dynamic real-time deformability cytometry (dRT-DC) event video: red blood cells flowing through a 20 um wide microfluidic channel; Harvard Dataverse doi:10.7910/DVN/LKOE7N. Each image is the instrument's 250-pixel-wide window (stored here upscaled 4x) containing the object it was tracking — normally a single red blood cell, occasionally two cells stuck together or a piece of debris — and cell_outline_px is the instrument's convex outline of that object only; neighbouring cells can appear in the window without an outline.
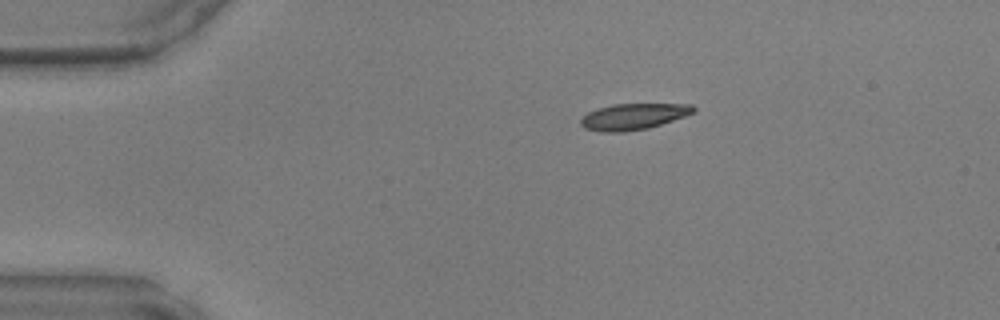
{"species": "common noctule bat (a hibernating species)", "species_latin": "Nyctalus noctula", "temperature_condition": "warm", "stored_images_in_passage": 39, "camera_frame_rate_fps": 3000, "um_per_image_px": 0.085, "animal": {"sex": "male", "body_mass_g": 17.9, "forearm_length_mm": 54.2}, "frame": {"image": 1, "passage_image": 1, "time_ms": 0.0, "image_size_px": [1000, 320], "cell_outline_px": [[696, 112], [648, 128], [624, 132], [600, 132], [584, 128], [580, 124], [580, 120], [588, 112], [596, 108], [612, 104], [692, 104], [696, 108]], "centroid_in_image_um": [53.81, 9.9], "position_along_channel_um": 31.2, "area_um2": 17.22}}
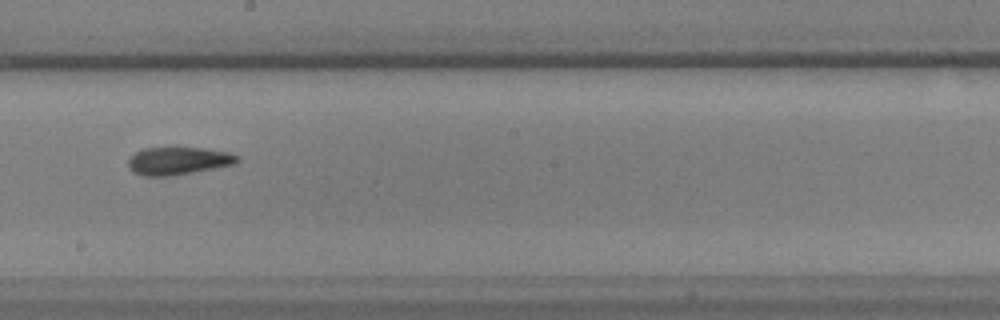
{"frame": {"image": 2, "passage_image": 19, "time_ms": 6.0, "image_size_px": [1000, 320], "cell_outline_px": [[240, 160], [236, 164], [172, 176], [140, 176], [132, 172], [128, 168], [128, 160], [136, 152], [144, 148], [176, 144], [232, 152], [240, 156]], "centroid_in_image_um": [15.17, 13.62], "position_along_channel_um": 233.0, "area_um2": 18.73}}
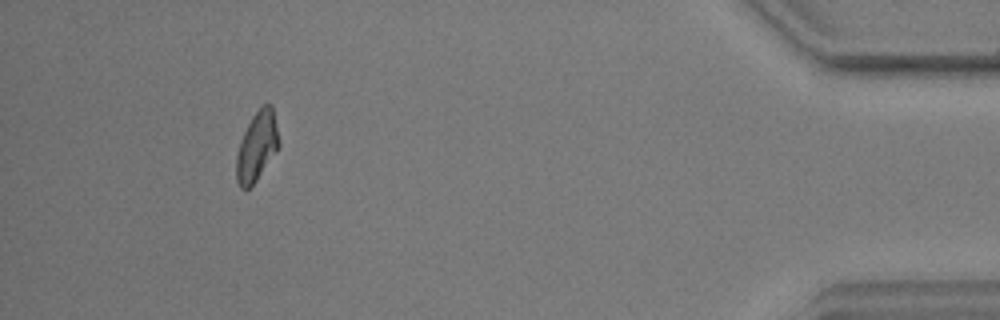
{"frame": {"image": 3, "passage_image": 36, "time_ms": 11.667, "image_size_px": [1000, 320], "cell_outline_px": [[280, 148], [256, 180], [248, 188], [240, 188], [236, 180], [236, 156], [240, 140], [252, 116], [264, 104], [272, 104], [280, 140]], "centroid_in_image_um": [21.85, 12.44], "position_along_channel_um": 413.3, "area_um2": 17.28}}